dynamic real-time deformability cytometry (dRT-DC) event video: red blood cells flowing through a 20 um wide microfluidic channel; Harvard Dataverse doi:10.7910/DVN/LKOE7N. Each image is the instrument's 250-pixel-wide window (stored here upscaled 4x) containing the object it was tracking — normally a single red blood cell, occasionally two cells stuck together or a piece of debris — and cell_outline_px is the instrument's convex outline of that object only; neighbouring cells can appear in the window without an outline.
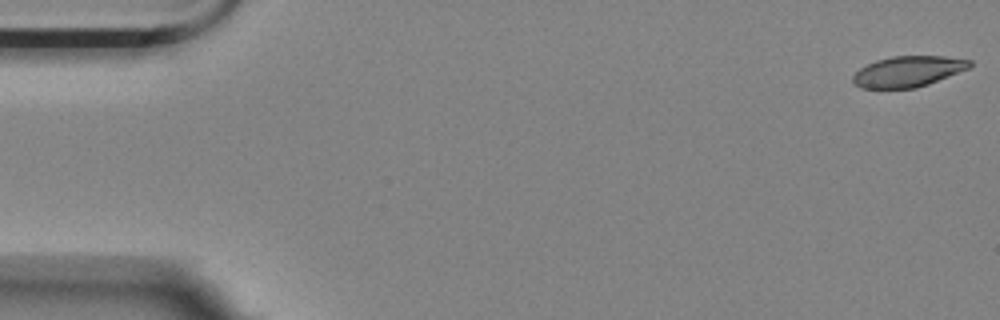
{"species": "Egyptian fruit bat (a non-hibernating species)", "species_latin": "Rousettus aegyptiacus", "temperature_condition": "room temperature", "stored_images_in_passage": 12, "camera_frame_rate_fps": 3000, "um_per_image_px": 0.085, "animal": {"sex": "female"}, "frame": {"image": 1, "passage_image": 1, "time_ms": 0.0, "image_size_px": [1000, 320], "cell_outline_px": [[972, 64], [968, 68], [928, 84], [916, 88], [860, 88], [852, 80], [852, 76], [860, 68], [876, 60], [892, 56], [944, 56], [972, 60]], "centroid_in_image_um": [77.17, 6.07], "position_along_channel_um": 7.8, "area_um2": 20.75}}